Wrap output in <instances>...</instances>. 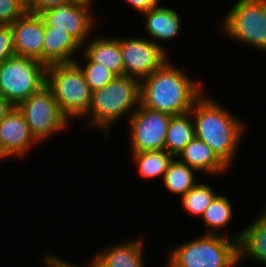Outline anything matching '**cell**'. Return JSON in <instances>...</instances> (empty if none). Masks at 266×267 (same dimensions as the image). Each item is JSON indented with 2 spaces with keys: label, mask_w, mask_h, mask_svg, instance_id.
<instances>
[{
  "label": "cell",
  "mask_w": 266,
  "mask_h": 267,
  "mask_svg": "<svg viewBox=\"0 0 266 267\" xmlns=\"http://www.w3.org/2000/svg\"><path fill=\"white\" fill-rule=\"evenodd\" d=\"M11 29L15 55L41 62V49L45 33L43 18L27 11L22 17L11 23Z\"/></svg>",
  "instance_id": "cell-13"
},
{
  "label": "cell",
  "mask_w": 266,
  "mask_h": 267,
  "mask_svg": "<svg viewBox=\"0 0 266 267\" xmlns=\"http://www.w3.org/2000/svg\"><path fill=\"white\" fill-rule=\"evenodd\" d=\"M17 107L23 113L32 135L40 143L50 135L63 131L69 124L47 85Z\"/></svg>",
  "instance_id": "cell-8"
},
{
  "label": "cell",
  "mask_w": 266,
  "mask_h": 267,
  "mask_svg": "<svg viewBox=\"0 0 266 267\" xmlns=\"http://www.w3.org/2000/svg\"><path fill=\"white\" fill-rule=\"evenodd\" d=\"M142 14L146 18V30L153 37L151 41L168 53L166 48L155 39L171 41L179 34L182 26L179 14L175 10L163 6H157Z\"/></svg>",
  "instance_id": "cell-16"
},
{
  "label": "cell",
  "mask_w": 266,
  "mask_h": 267,
  "mask_svg": "<svg viewBox=\"0 0 266 267\" xmlns=\"http://www.w3.org/2000/svg\"><path fill=\"white\" fill-rule=\"evenodd\" d=\"M15 55L11 24L0 25V64Z\"/></svg>",
  "instance_id": "cell-27"
},
{
  "label": "cell",
  "mask_w": 266,
  "mask_h": 267,
  "mask_svg": "<svg viewBox=\"0 0 266 267\" xmlns=\"http://www.w3.org/2000/svg\"><path fill=\"white\" fill-rule=\"evenodd\" d=\"M205 234L193 241L176 246L168 256L166 267H235L238 262V241L241 232Z\"/></svg>",
  "instance_id": "cell-4"
},
{
  "label": "cell",
  "mask_w": 266,
  "mask_h": 267,
  "mask_svg": "<svg viewBox=\"0 0 266 267\" xmlns=\"http://www.w3.org/2000/svg\"><path fill=\"white\" fill-rule=\"evenodd\" d=\"M90 9L66 2L42 12L40 16L48 26L67 31L84 47L95 23Z\"/></svg>",
  "instance_id": "cell-11"
},
{
  "label": "cell",
  "mask_w": 266,
  "mask_h": 267,
  "mask_svg": "<svg viewBox=\"0 0 266 267\" xmlns=\"http://www.w3.org/2000/svg\"><path fill=\"white\" fill-rule=\"evenodd\" d=\"M46 85L52 90L62 113L68 118L86 117L93 91L74 61L47 66Z\"/></svg>",
  "instance_id": "cell-5"
},
{
  "label": "cell",
  "mask_w": 266,
  "mask_h": 267,
  "mask_svg": "<svg viewBox=\"0 0 266 267\" xmlns=\"http://www.w3.org/2000/svg\"><path fill=\"white\" fill-rule=\"evenodd\" d=\"M82 54L84 55L83 58L85 57L86 66L81 67L79 61L75 60V62L82 69L86 82L92 91L102 88L116 77L105 65L93 62L84 52Z\"/></svg>",
  "instance_id": "cell-25"
},
{
  "label": "cell",
  "mask_w": 266,
  "mask_h": 267,
  "mask_svg": "<svg viewBox=\"0 0 266 267\" xmlns=\"http://www.w3.org/2000/svg\"><path fill=\"white\" fill-rule=\"evenodd\" d=\"M139 106L140 80L116 76L107 85L93 91L91 107L86 115L92 120L88 126L108 133L113 123L128 112L130 116Z\"/></svg>",
  "instance_id": "cell-3"
},
{
  "label": "cell",
  "mask_w": 266,
  "mask_h": 267,
  "mask_svg": "<svg viewBox=\"0 0 266 267\" xmlns=\"http://www.w3.org/2000/svg\"><path fill=\"white\" fill-rule=\"evenodd\" d=\"M27 11L26 0H0V25L13 23Z\"/></svg>",
  "instance_id": "cell-26"
},
{
  "label": "cell",
  "mask_w": 266,
  "mask_h": 267,
  "mask_svg": "<svg viewBox=\"0 0 266 267\" xmlns=\"http://www.w3.org/2000/svg\"><path fill=\"white\" fill-rule=\"evenodd\" d=\"M124 76L142 80L158 70L168 54L156 43L145 38H120Z\"/></svg>",
  "instance_id": "cell-10"
},
{
  "label": "cell",
  "mask_w": 266,
  "mask_h": 267,
  "mask_svg": "<svg viewBox=\"0 0 266 267\" xmlns=\"http://www.w3.org/2000/svg\"><path fill=\"white\" fill-rule=\"evenodd\" d=\"M232 205L224 195H217L202 215L207 230L206 234H218L217 229L226 227L232 219Z\"/></svg>",
  "instance_id": "cell-23"
},
{
  "label": "cell",
  "mask_w": 266,
  "mask_h": 267,
  "mask_svg": "<svg viewBox=\"0 0 266 267\" xmlns=\"http://www.w3.org/2000/svg\"><path fill=\"white\" fill-rule=\"evenodd\" d=\"M210 185L196 183L181 197L183 209L191 216L202 217L205 210L217 196Z\"/></svg>",
  "instance_id": "cell-24"
},
{
  "label": "cell",
  "mask_w": 266,
  "mask_h": 267,
  "mask_svg": "<svg viewBox=\"0 0 266 267\" xmlns=\"http://www.w3.org/2000/svg\"><path fill=\"white\" fill-rule=\"evenodd\" d=\"M69 3H73L79 6L88 7L93 4L92 0H67Z\"/></svg>",
  "instance_id": "cell-32"
},
{
  "label": "cell",
  "mask_w": 266,
  "mask_h": 267,
  "mask_svg": "<svg viewBox=\"0 0 266 267\" xmlns=\"http://www.w3.org/2000/svg\"><path fill=\"white\" fill-rule=\"evenodd\" d=\"M112 38V39H111ZM82 51L95 63L105 65L116 76H124L120 38L93 37Z\"/></svg>",
  "instance_id": "cell-19"
},
{
  "label": "cell",
  "mask_w": 266,
  "mask_h": 267,
  "mask_svg": "<svg viewBox=\"0 0 266 267\" xmlns=\"http://www.w3.org/2000/svg\"><path fill=\"white\" fill-rule=\"evenodd\" d=\"M47 82V66L36 59L13 55L0 64V94L13 106L41 90Z\"/></svg>",
  "instance_id": "cell-6"
},
{
  "label": "cell",
  "mask_w": 266,
  "mask_h": 267,
  "mask_svg": "<svg viewBox=\"0 0 266 267\" xmlns=\"http://www.w3.org/2000/svg\"><path fill=\"white\" fill-rule=\"evenodd\" d=\"M244 256L253 257L266 265V210L241 231L238 241V262Z\"/></svg>",
  "instance_id": "cell-18"
},
{
  "label": "cell",
  "mask_w": 266,
  "mask_h": 267,
  "mask_svg": "<svg viewBox=\"0 0 266 267\" xmlns=\"http://www.w3.org/2000/svg\"><path fill=\"white\" fill-rule=\"evenodd\" d=\"M144 247L141 239L108 246L94 257L99 267H144Z\"/></svg>",
  "instance_id": "cell-17"
},
{
  "label": "cell",
  "mask_w": 266,
  "mask_h": 267,
  "mask_svg": "<svg viewBox=\"0 0 266 267\" xmlns=\"http://www.w3.org/2000/svg\"><path fill=\"white\" fill-rule=\"evenodd\" d=\"M197 81L191 80L169 59L158 69L140 81V104L154 111L180 115L193 108L205 93Z\"/></svg>",
  "instance_id": "cell-1"
},
{
  "label": "cell",
  "mask_w": 266,
  "mask_h": 267,
  "mask_svg": "<svg viewBox=\"0 0 266 267\" xmlns=\"http://www.w3.org/2000/svg\"><path fill=\"white\" fill-rule=\"evenodd\" d=\"M35 143L39 144L23 113L13 106L0 122V156L3 159L23 156Z\"/></svg>",
  "instance_id": "cell-12"
},
{
  "label": "cell",
  "mask_w": 266,
  "mask_h": 267,
  "mask_svg": "<svg viewBox=\"0 0 266 267\" xmlns=\"http://www.w3.org/2000/svg\"><path fill=\"white\" fill-rule=\"evenodd\" d=\"M195 172H197L195 169L176 160L174 157L169 163L162 181L170 193L180 194L182 197L197 183Z\"/></svg>",
  "instance_id": "cell-22"
},
{
  "label": "cell",
  "mask_w": 266,
  "mask_h": 267,
  "mask_svg": "<svg viewBox=\"0 0 266 267\" xmlns=\"http://www.w3.org/2000/svg\"><path fill=\"white\" fill-rule=\"evenodd\" d=\"M133 162L137 163V171L142 178H163L169 163L174 158L166 150L130 152Z\"/></svg>",
  "instance_id": "cell-21"
},
{
  "label": "cell",
  "mask_w": 266,
  "mask_h": 267,
  "mask_svg": "<svg viewBox=\"0 0 266 267\" xmlns=\"http://www.w3.org/2000/svg\"><path fill=\"white\" fill-rule=\"evenodd\" d=\"M222 23L232 40L266 51V2L238 0Z\"/></svg>",
  "instance_id": "cell-7"
},
{
  "label": "cell",
  "mask_w": 266,
  "mask_h": 267,
  "mask_svg": "<svg viewBox=\"0 0 266 267\" xmlns=\"http://www.w3.org/2000/svg\"><path fill=\"white\" fill-rule=\"evenodd\" d=\"M130 152L165 150L171 115L140 106L128 117Z\"/></svg>",
  "instance_id": "cell-9"
},
{
  "label": "cell",
  "mask_w": 266,
  "mask_h": 267,
  "mask_svg": "<svg viewBox=\"0 0 266 267\" xmlns=\"http://www.w3.org/2000/svg\"><path fill=\"white\" fill-rule=\"evenodd\" d=\"M68 2L67 0H26L28 12L40 15L42 12Z\"/></svg>",
  "instance_id": "cell-28"
},
{
  "label": "cell",
  "mask_w": 266,
  "mask_h": 267,
  "mask_svg": "<svg viewBox=\"0 0 266 267\" xmlns=\"http://www.w3.org/2000/svg\"><path fill=\"white\" fill-rule=\"evenodd\" d=\"M191 112L171 115L165 138V150L177 157L184 147L195 138L194 121Z\"/></svg>",
  "instance_id": "cell-20"
},
{
  "label": "cell",
  "mask_w": 266,
  "mask_h": 267,
  "mask_svg": "<svg viewBox=\"0 0 266 267\" xmlns=\"http://www.w3.org/2000/svg\"><path fill=\"white\" fill-rule=\"evenodd\" d=\"M176 158L197 172H207L208 175L223 174L228 167L216 153L203 141L196 137L191 140Z\"/></svg>",
  "instance_id": "cell-15"
},
{
  "label": "cell",
  "mask_w": 266,
  "mask_h": 267,
  "mask_svg": "<svg viewBox=\"0 0 266 267\" xmlns=\"http://www.w3.org/2000/svg\"><path fill=\"white\" fill-rule=\"evenodd\" d=\"M54 254L51 255H46L44 259V262L46 263L45 265L49 267H81L78 265H73L72 263L67 262L64 259H61L60 257L58 258L57 255L53 256ZM72 264V265H71ZM90 265L89 267H99L95 257L91 262H89Z\"/></svg>",
  "instance_id": "cell-29"
},
{
  "label": "cell",
  "mask_w": 266,
  "mask_h": 267,
  "mask_svg": "<svg viewBox=\"0 0 266 267\" xmlns=\"http://www.w3.org/2000/svg\"><path fill=\"white\" fill-rule=\"evenodd\" d=\"M134 10L139 11V14L159 6V0H125Z\"/></svg>",
  "instance_id": "cell-30"
},
{
  "label": "cell",
  "mask_w": 266,
  "mask_h": 267,
  "mask_svg": "<svg viewBox=\"0 0 266 267\" xmlns=\"http://www.w3.org/2000/svg\"><path fill=\"white\" fill-rule=\"evenodd\" d=\"M195 137L205 142L229 167L236 157L245 125L235 115L203 94L190 110Z\"/></svg>",
  "instance_id": "cell-2"
},
{
  "label": "cell",
  "mask_w": 266,
  "mask_h": 267,
  "mask_svg": "<svg viewBox=\"0 0 266 267\" xmlns=\"http://www.w3.org/2000/svg\"><path fill=\"white\" fill-rule=\"evenodd\" d=\"M83 47L67 31L55 29L45 23L41 63L46 66L59 63L74 62L73 57Z\"/></svg>",
  "instance_id": "cell-14"
},
{
  "label": "cell",
  "mask_w": 266,
  "mask_h": 267,
  "mask_svg": "<svg viewBox=\"0 0 266 267\" xmlns=\"http://www.w3.org/2000/svg\"><path fill=\"white\" fill-rule=\"evenodd\" d=\"M13 105L0 94V122L4 119L5 115L10 111Z\"/></svg>",
  "instance_id": "cell-31"
}]
</instances>
